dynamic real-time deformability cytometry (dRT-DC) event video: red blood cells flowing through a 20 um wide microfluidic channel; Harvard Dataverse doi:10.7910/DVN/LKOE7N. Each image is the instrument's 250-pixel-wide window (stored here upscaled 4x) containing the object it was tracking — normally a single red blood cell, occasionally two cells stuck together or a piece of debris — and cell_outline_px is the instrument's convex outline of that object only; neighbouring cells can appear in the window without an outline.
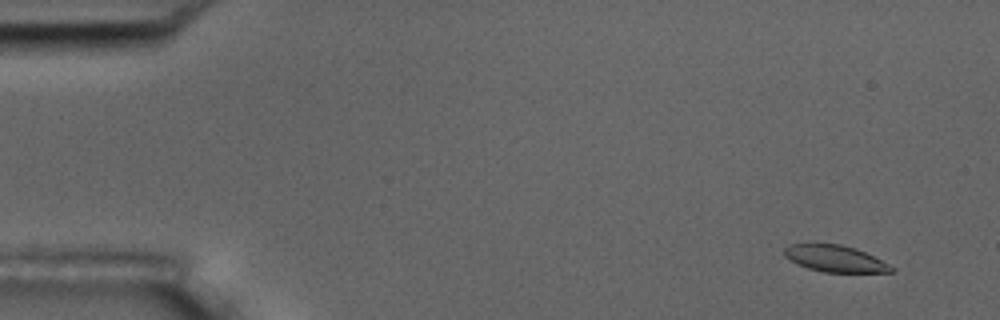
{"species": "common noctule bat (a hibernating species)", "species_latin": "Nyctalus noctula", "temperature_condition": "room temperature", "stored_images_in_passage": 6, "camera_frame_rate_fps": 3000, "um_per_image_px": 0.085, "animal": {"sex": "male", "body_mass_g": 17.5, "forearm_length_mm": 52.3}, "frame": {"image": 1, "passage_image": 2, "time_ms": 1.333, "image_size_px": [1000, 320], "cell_outline_px": [[896, 268], [892, 272], [824, 272], [808, 268], [796, 264], [784, 256], [784, 248], [788, 244], [840, 244], [856, 248]], "centroid_in_image_um": [70.94, 21.98], "position_along_channel_um": 14.1, "area_um2": 16.47}}
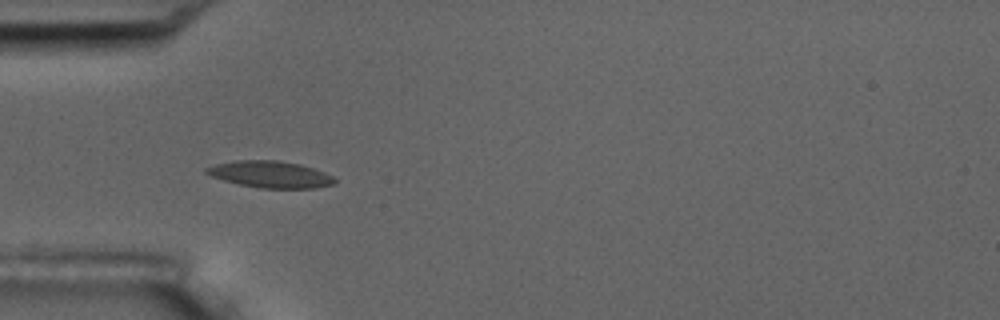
{"frame": {"image": 2, "passage_image": 6, "time_ms": 6.0, "image_size_px": [1000, 320], "cell_outline_px": [[336, 184], [316, 188], [260, 188], [240, 184], [224, 180], [212, 176], [204, 172], [204, 168], [216, 164], [232, 160], [276, 160], [300, 164], [324, 172], [332, 176], [336, 180]], "centroid_in_image_um": [22.98, 14.82], "position_along_channel_um": 62.0, "area_um2": 19.94}}